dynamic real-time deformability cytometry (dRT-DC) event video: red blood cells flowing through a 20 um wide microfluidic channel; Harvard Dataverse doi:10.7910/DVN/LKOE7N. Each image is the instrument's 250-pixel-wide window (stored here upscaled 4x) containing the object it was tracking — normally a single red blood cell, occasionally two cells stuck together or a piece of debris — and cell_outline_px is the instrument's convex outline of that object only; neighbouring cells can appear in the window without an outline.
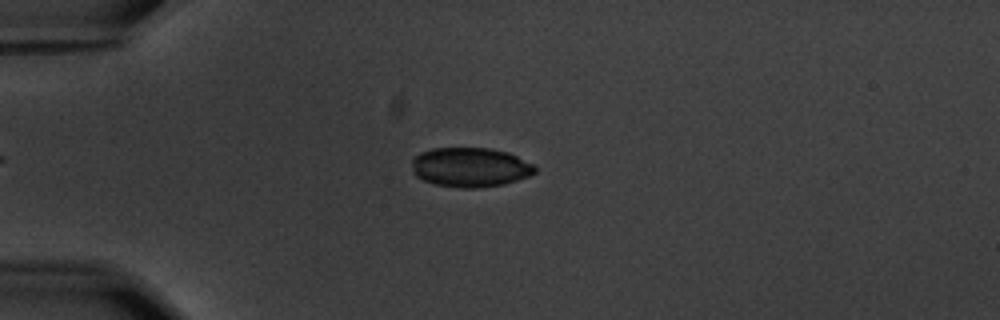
{"species": "common noctule bat (a hibernating species)", "species_latin": "Nyctalus noctula", "temperature_condition": "warm", "stored_images_in_passage": 52, "camera_frame_rate_fps": 3000, "um_per_image_px": 0.085, "animal": {"sex": "male", "body_mass_g": 20.1, "forearm_length_mm": 53.5}, "frame": {"image": 1, "passage_image": 15, "time_ms": 4.667, "image_size_px": [1000, 320], "cell_outline_px": [[536, 172], [528, 176], [504, 184], [476, 188], [460, 188], [436, 184], [424, 180], [416, 176], [412, 172], [412, 160], [420, 152], [432, 148], [492, 148], [508, 152], [532, 164], [536, 168]], "centroid_in_image_um": [39.95, 14.21], "position_along_channel_um": 45.1, "area_um2": 28.26}}
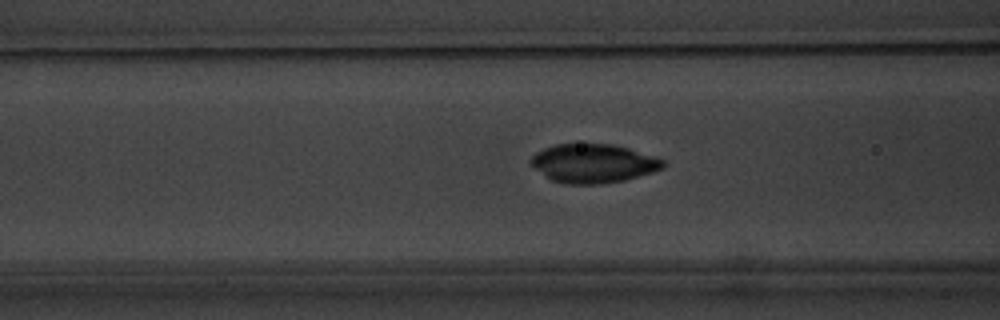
{"frame": {"image": 2, "passage_image": 23, "time_ms": 7.333, "image_size_px": [1000, 320], "cell_outline_px": [[664, 168], [652, 172], [624, 180], [600, 184], [564, 184], [552, 180], [536, 168], [528, 160], [536, 152], [544, 148], [556, 144], [612, 144], [628, 148], [664, 160]], "centroid_in_image_um": [50.42, 13.89], "position_along_channel_um": 116.2, "area_um2": 29.59}}
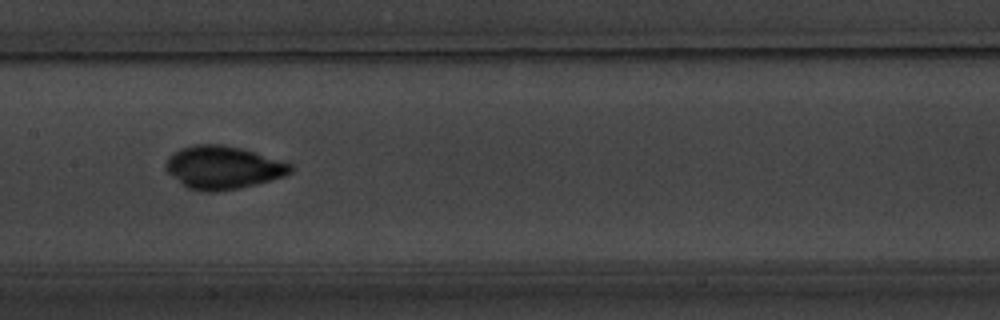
{"frame": {"image": 3, "passage_image": 29, "time_ms": 9.333, "image_size_px": [1000, 320], "cell_outline_px": [[292, 172], [284, 176], [256, 184], [240, 188], [216, 192], [200, 192], [188, 188], [168, 172], [164, 168], [164, 164], [180, 148], [196, 144], [220, 144], [240, 148], [292, 164]], "centroid_in_image_um": [18.95, 14.25], "position_along_channel_um": 188.5, "area_um2": 30.92}, "authors_computed_cell_mechanics": {"area_um2": 29.1601, "velocity_mm_per_s": 3.6001, "shape_relaxation_time_tau1_ms": 4.5096, "shape_relaxation_time_tau2_ms": null, "deformation_change_tau1": 0.0986, "deformation_change_tau2": null}}